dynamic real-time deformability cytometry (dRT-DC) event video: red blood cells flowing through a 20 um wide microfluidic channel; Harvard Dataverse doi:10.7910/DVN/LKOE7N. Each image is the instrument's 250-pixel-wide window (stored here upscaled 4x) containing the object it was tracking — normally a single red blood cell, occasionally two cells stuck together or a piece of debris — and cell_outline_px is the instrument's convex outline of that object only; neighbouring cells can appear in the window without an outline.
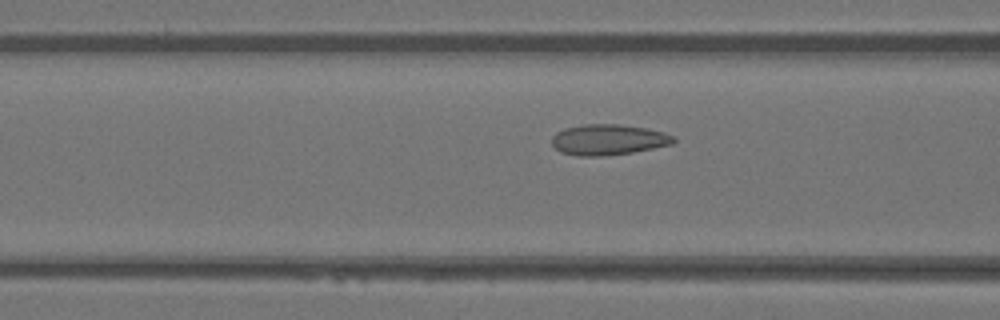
{"species": "Egyptian fruit bat (a non-hibernating species)", "species_latin": "Rousettus aegyptiacus", "temperature_condition": "warm", "stored_images_in_passage": 12, "camera_frame_rate_fps": 3000, "um_per_image_px": 0.085, "animal": {"sex": "female"}, "frame": {"image": 1, "passage_image": 10, "time_ms": 3.0, "image_size_px": [1000, 320], "cell_outline_px": [[676, 140], [672, 144], [632, 152], [604, 156], [576, 156], [560, 152], [552, 144], [552, 136], [556, 132], [564, 128], [584, 124], [620, 124], [648, 128], [664, 132], [676, 136]], "centroid_in_image_um": [51.71, 11.86], "position_along_channel_um": 114.9, "area_um2": 21.96}}